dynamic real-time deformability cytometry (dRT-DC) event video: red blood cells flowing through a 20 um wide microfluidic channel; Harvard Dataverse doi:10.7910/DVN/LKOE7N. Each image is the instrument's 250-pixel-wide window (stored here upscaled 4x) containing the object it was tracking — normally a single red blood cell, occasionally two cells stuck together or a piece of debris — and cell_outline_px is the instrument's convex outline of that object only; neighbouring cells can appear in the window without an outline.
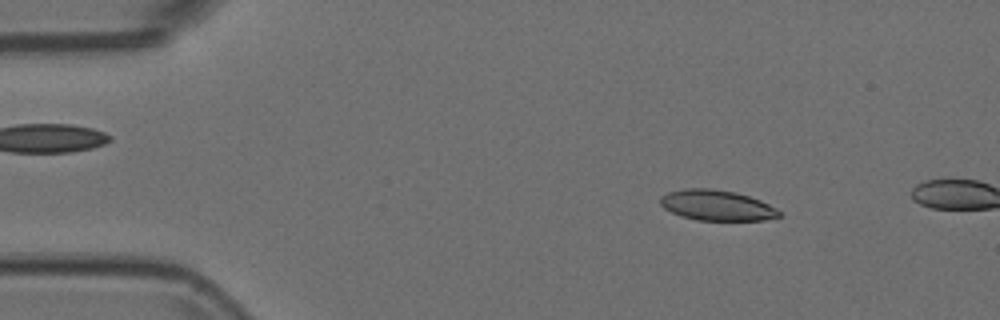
{"species": "Egyptian fruit bat (a non-hibernating species)", "species_latin": "Rousettus aegyptiacus", "temperature_condition": "room temperature", "stored_images_in_passage": 10, "camera_frame_rate_fps": 3000, "um_per_image_px": 0.085, "animal": {"sex": "female"}, "frame": {"image": 1, "passage_image": 7, "time_ms": 2.0, "image_size_px": [1000, 320], "cell_outline_px": [[780, 216], [764, 220], [696, 220], [672, 212], [664, 208], [660, 204], [660, 196], [668, 192], [684, 188], [708, 188], [736, 192], [760, 200], [776, 208], [780, 212]], "centroid_in_image_um": [60.91, 17.44], "position_along_channel_um": 24.1, "area_um2": 20.98}}